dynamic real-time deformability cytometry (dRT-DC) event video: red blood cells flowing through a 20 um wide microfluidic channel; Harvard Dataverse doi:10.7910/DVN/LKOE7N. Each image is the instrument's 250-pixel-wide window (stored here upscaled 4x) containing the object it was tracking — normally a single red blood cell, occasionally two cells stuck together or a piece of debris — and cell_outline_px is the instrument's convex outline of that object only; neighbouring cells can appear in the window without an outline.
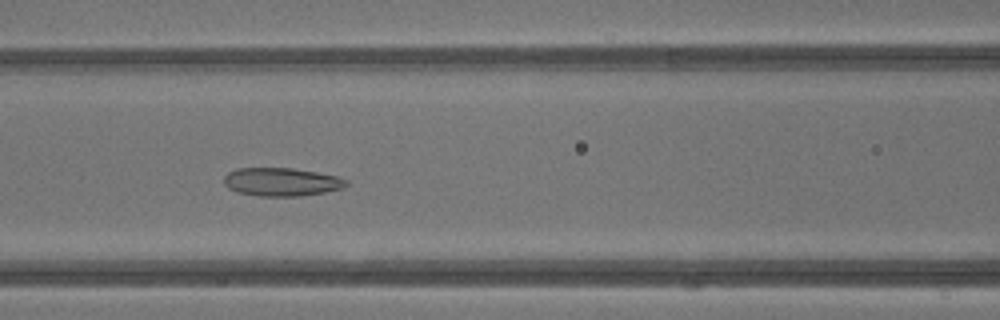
{"species": "common noctule bat (a hibernating species)", "species_latin": "Nyctalus noctula", "temperature_condition": "warm", "stored_images_in_passage": 25, "camera_frame_rate_fps": 3000, "um_per_image_px": 0.085, "animal": {"sex": "male", "body_mass_g": 13.3}, "frame": {"image": 1, "passage_image": 12, "time_ms": 3.667, "image_size_px": [1000, 320], "cell_outline_px": [[348, 184], [344, 188], [324, 192], [300, 196], [260, 196], [236, 192], [228, 188], [224, 184], [224, 176], [228, 172], [236, 168], [292, 168], [316, 172], [336, 176], [348, 180]], "centroid_in_image_um": [23.91, 15.46], "position_along_channel_um": 142.7, "area_um2": 20.23}}
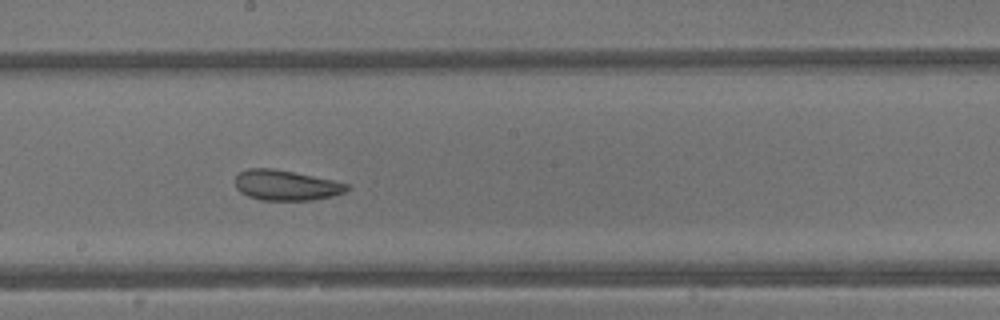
{"frame": {"image": 2, "passage_image": 17, "time_ms": 5.333, "image_size_px": [1000, 320], "cell_outline_px": [[348, 188], [344, 192], [332, 196], [312, 200], [260, 200], [248, 196], [240, 192], [236, 188], [236, 176], [240, 172], [248, 168], [272, 168], [332, 180], [348, 184]], "centroid_in_image_um": [24.27, 15.75], "position_along_channel_um": 223.9, "area_um2": 19.48}}
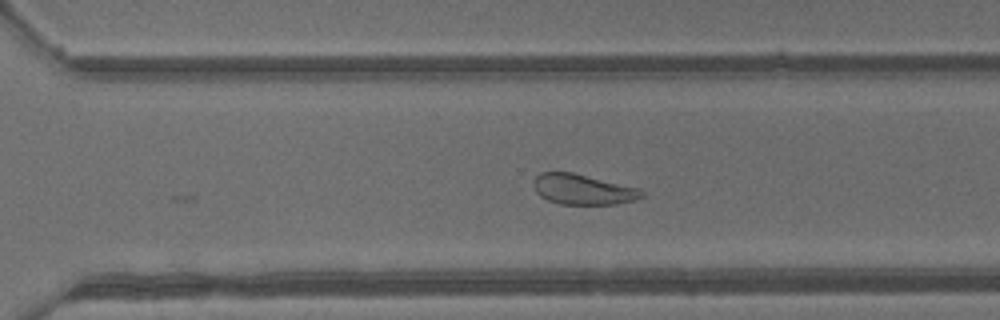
{"frame": {"image": 3, "passage_image": 23, "time_ms": 7.333, "image_size_px": [1000, 320], "cell_outline_px": [[644, 196], [636, 200], [616, 204], [560, 204], [548, 200], [540, 196], [536, 192], [532, 184], [536, 176], [540, 172], [572, 172], [640, 188], [644, 192]], "centroid_in_image_um": [49.55, 16.1], "position_along_channel_um": 321.0, "area_um2": 19.25}}